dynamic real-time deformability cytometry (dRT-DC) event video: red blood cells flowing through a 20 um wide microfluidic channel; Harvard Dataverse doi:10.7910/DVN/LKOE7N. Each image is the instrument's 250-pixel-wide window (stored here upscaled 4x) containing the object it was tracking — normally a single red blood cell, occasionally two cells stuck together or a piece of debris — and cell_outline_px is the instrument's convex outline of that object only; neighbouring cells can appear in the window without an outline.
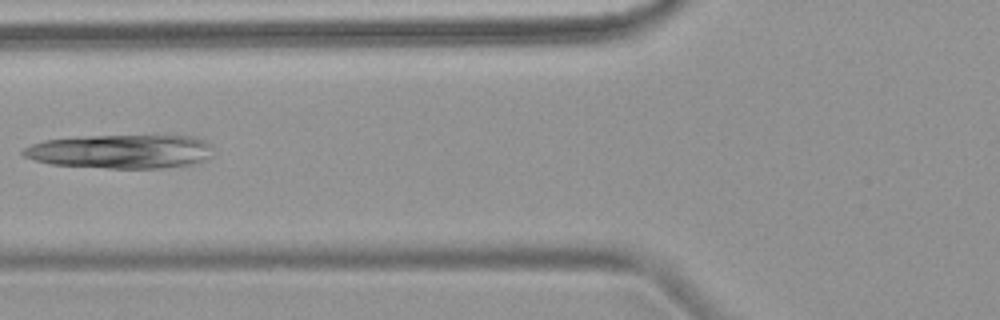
{"species": "common noctule bat (a hibernating species)", "species_latin": "Nyctalus noctula", "temperature_condition": "warm", "stored_images_in_passage": 6, "camera_frame_rate_fps": 3000, "um_per_image_px": 0.085, "animal": {"sex": "female", "body_mass_g": 18.4}, "frame": {"image": 1, "passage_image": 5, "time_ms": 4.667, "image_size_px": [1000, 320], "cell_outline_px": [[212, 156], [208, 160], [192, 164], [160, 168], [108, 168], [52, 164], [36, 160], [24, 156], [20, 152], [24, 148], [32, 144], [44, 140], [84, 136], [196, 136], [204, 140], [212, 148]], "centroid_in_image_um": [10.3, 12.87], "position_along_channel_um": 115.5, "area_um2": 37.51}}
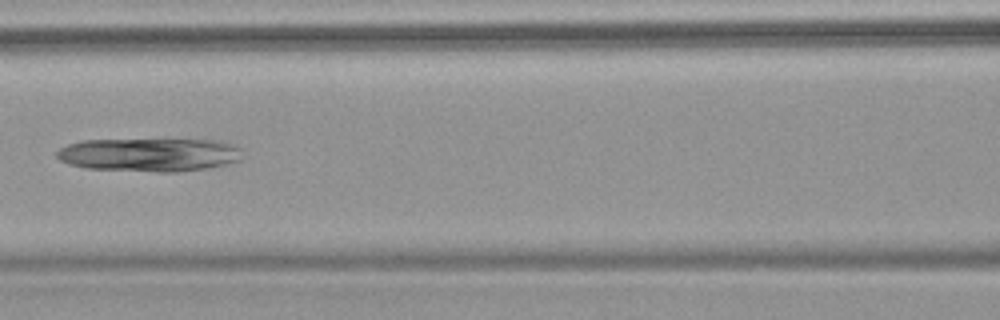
{"frame": {"image": 2, "passage_image": 6, "time_ms": 5.667, "image_size_px": [1000, 320], "cell_outline_px": [[240, 160], [228, 164], [208, 168], [176, 172], [156, 172], [88, 168], [68, 164], [60, 160], [56, 156], [56, 152], [60, 148], [68, 144], [84, 140], [224, 140], [240, 148]], "centroid_in_image_um": [12.71, 13.15], "position_along_channel_um": 153.9, "area_um2": 36.18}}